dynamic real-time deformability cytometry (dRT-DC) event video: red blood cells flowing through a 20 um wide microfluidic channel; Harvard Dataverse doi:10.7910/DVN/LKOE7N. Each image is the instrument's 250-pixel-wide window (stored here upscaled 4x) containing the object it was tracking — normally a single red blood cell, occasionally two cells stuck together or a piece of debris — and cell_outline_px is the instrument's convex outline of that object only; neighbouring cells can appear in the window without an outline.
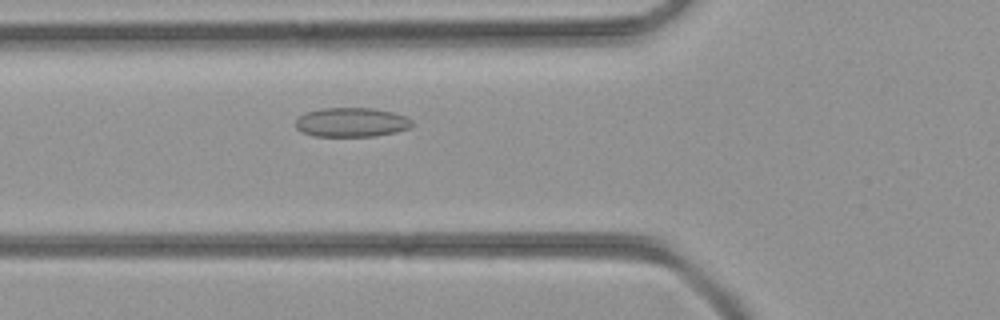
{"species": "common noctule bat (a hibernating species)", "species_latin": "Nyctalus noctula", "temperature_condition": "room temperature", "stored_images_in_passage": 33, "camera_frame_rate_fps": 3000, "um_per_image_px": 0.085, "animal": {"sex": "female", "body_mass_g": 21.9}, "frame": {"image": 1, "passage_image": 6, "time_ms": 1.667, "image_size_px": [1000, 320], "cell_outline_px": [[412, 124], [408, 128], [396, 132], [376, 136], [312, 136], [300, 132], [296, 128], [296, 120], [304, 112], [320, 108], [372, 108], [392, 112], [408, 116], [412, 120]], "centroid_in_image_um": [29.85, 10.39], "position_along_channel_um": 95.9, "area_um2": 20.06}}
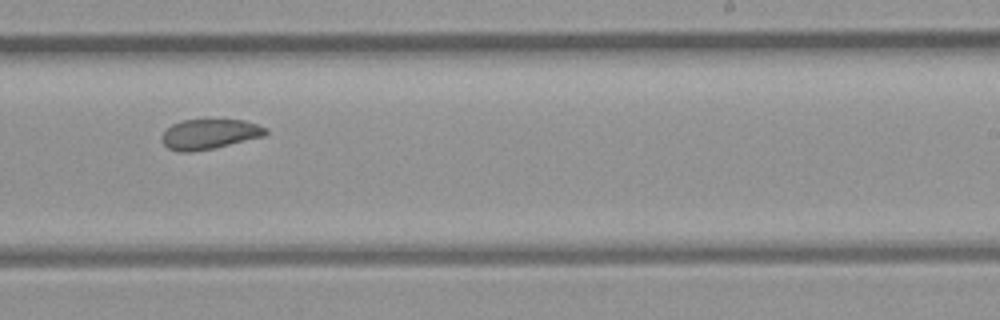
{"frame": {"image": 2, "passage_image": 17, "time_ms": 5.333, "image_size_px": [1000, 320], "cell_outline_px": [[268, 132], [264, 136], [212, 148], [192, 152], [180, 152], [168, 148], [164, 144], [164, 132], [172, 124], [180, 120], [244, 120], [268, 128]], "centroid_in_image_um": [17.83, 11.39], "position_along_channel_um": 271.2, "area_um2": 17.86}}
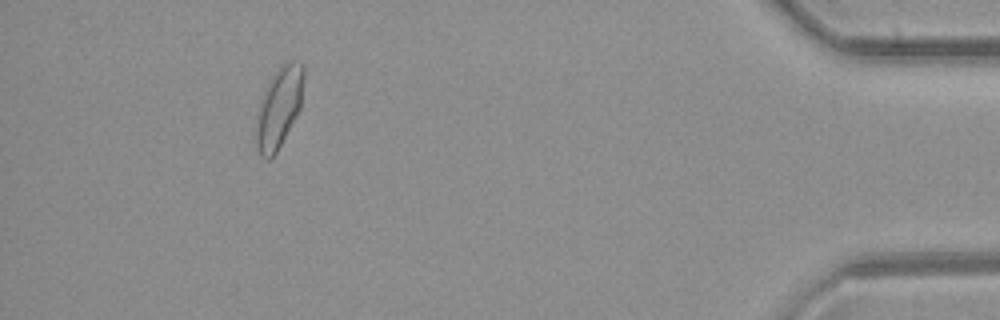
{"frame": {"image": 3, "passage_image": 30, "time_ms": 9.667, "image_size_px": [1000, 320], "cell_outline_px": [[304, 76], [300, 108], [276, 152], [268, 160], [264, 160], [260, 156], [256, 144], [256, 128], [260, 100], [264, 88], [272, 76], [284, 60], [292, 60], [304, 64]], "centroid_in_image_um": [23.71, 9.09], "position_along_channel_um": 411.5, "area_um2": 22.25}}